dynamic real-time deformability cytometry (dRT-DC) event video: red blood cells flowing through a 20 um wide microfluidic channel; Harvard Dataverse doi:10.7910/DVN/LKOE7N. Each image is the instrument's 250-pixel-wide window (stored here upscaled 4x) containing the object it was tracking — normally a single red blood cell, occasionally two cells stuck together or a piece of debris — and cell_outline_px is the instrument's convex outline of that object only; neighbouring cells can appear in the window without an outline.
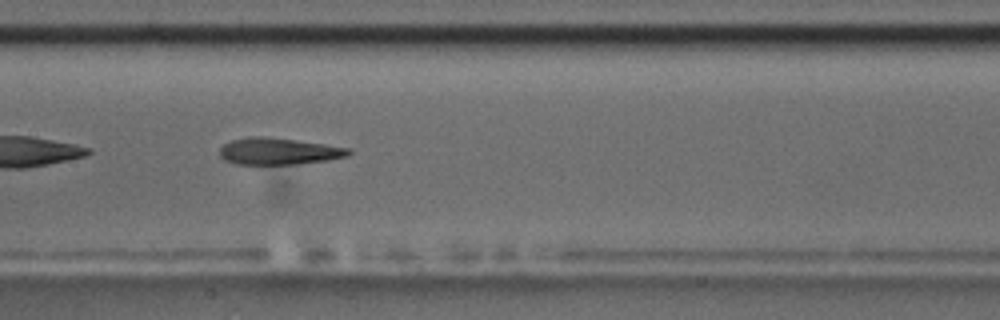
{"species": "common noctule bat (a hibernating species)", "species_latin": "Nyctalus noctula", "temperature_condition": "room temperature", "stored_images_in_passage": 6, "camera_frame_rate_fps": 3000, "um_per_image_px": 0.085, "animal": {"sex": "male", "body_mass_g": 17.5, "forearm_length_mm": 52.3}, "frame": {"image": 1, "passage_image": 5, "time_ms": 4.667, "image_size_px": [1000, 320], "cell_outline_px": [[352, 152], [348, 156], [328, 160], [296, 164], [236, 164], [224, 160], [220, 156], [220, 148], [224, 144], [232, 140], [248, 136], [264, 136], [296, 140], [352, 148]], "centroid_in_image_um": [23.7, 12.85], "position_along_channel_um": 183.7, "area_um2": 20.17}}